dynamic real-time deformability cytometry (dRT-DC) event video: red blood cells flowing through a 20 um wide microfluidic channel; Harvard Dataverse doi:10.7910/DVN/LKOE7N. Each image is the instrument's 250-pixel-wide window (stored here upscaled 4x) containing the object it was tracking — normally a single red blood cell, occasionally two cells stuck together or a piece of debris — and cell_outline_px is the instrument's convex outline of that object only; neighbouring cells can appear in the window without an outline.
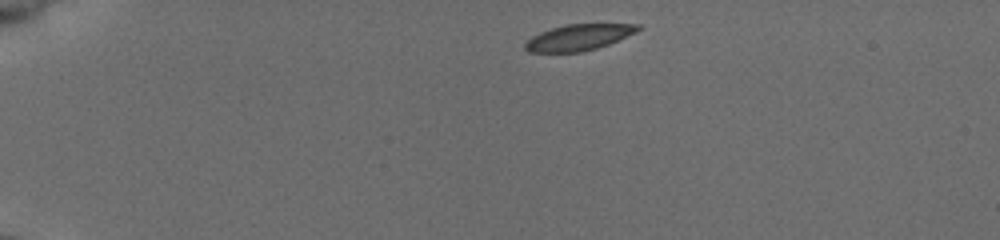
{"species": "common noctule bat (a hibernating species)", "species_latin": "Nyctalus noctula", "temperature_condition": "cold", "stored_images_in_passage": 34, "camera_frame_rate_fps": 3000, "um_per_image_px": 0.085, "animal": {"sex": "female", "body_mass_g": 19.5, "forearm_length_mm": 54.1}, "frame": {"image": 1, "passage_image": 1, "time_ms": 0.0, "image_size_px": [1000, 240], "cell_outline_px": [[644, 28], [636, 32], [608, 44], [596, 48], [580, 52], [528, 52], [524, 48], [524, 44], [532, 36], [540, 32], [552, 28], [568, 24], [640, 24]], "centroid_in_image_um": [49.19, 3.17], "position_along_channel_um": 35.8, "area_um2": 17.05}}
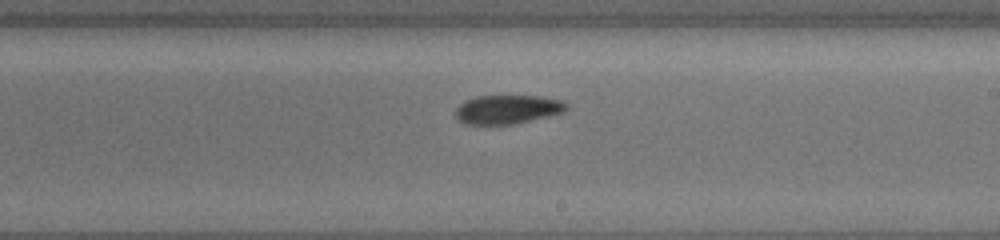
{"frame": {"image": 2, "passage_image": 20, "time_ms": 6.333, "image_size_px": [1000, 240], "cell_outline_px": [[568, 108], [564, 112], [548, 116], [512, 124], [464, 124], [456, 116], [456, 108], [464, 100], [476, 96], [540, 96], [564, 100], [568, 104]], "centroid_in_image_um": [43.16, 9.28], "position_along_channel_um": 245.8, "area_um2": 18.67}}
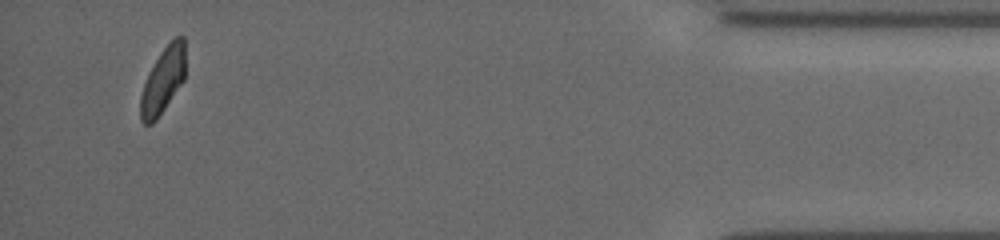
{"frame": {"image": 3, "passage_image": 34, "time_ms": 11.0, "image_size_px": [1000, 240], "cell_outline_px": [[184, 80], [156, 120], [152, 124], [144, 124], [140, 120], [140, 96], [148, 72], [160, 52], [176, 36], [184, 36]], "centroid_in_image_um": [13.83, 6.86], "position_along_channel_um": 421.4, "area_um2": 17.05}, "authors_computed_cell_mechanics": {"area_um2": 18.6405, "velocity_mm_per_s": 3.8956, "shape_relaxation_time_tau1_ms": 6.0633, "shape_relaxation_time_tau2_ms": 7.3119, "deformation_change_tau1": 0.1431, "deformation_change_tau2": 0.1127}}